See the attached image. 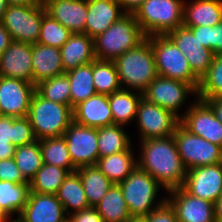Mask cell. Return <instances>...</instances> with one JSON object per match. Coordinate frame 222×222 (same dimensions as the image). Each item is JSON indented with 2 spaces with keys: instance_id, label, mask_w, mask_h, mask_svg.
<instances>
[{
  "instance_id": "obj_1",
  "label": "cell",
  "mask_w": 222,
  "mask_h": 222,
  "mask_svg": "<svg viewBox=\"0 0 222 222\" xmlns=\"http://www.w3.org/2000/svg\"><path fill=\"white\" fill-rule=\"evenodd\" d=\"M138 167L149 173L165 191L183 186L187 170L178 153L174 136L140 141Z\"/></svg>"
},
{
  "instance_id": "obj_2",
  "label": "cell",
  "mask_w": 222,
  "mask_h": 222,
  "mask_svg": "<svg viewBox=\"0 0 222 222\" xmlns=\"http://www.w3.org/2000/svg\"><path fill=\"white\" fill-rule=\"evenodd\" d=\"M114 62L121 87L125 90L143 93L158 76L151 41L148 38L120 55Z\"/></svg>"
},
{
  "instance_id": "obj_3",
  "label": "cell",
  "mask_w": 222,
  "mask_h": 222,
  "mask_svg": "<svg viewBox=\"0 0 222 222\" xmlns=\"http://www.w3.org/2000/svg\"><path fill=\"white\" fill-rule=\"evenodd\" d=\"M147 36L133 13H126L104 33L94 38L95 58L114 61L126 51L137 47Z\"/></svg>"
},
{
  "instance_id": "obj_4",
  "label": "cell",
  "mask_w": 222,
  "mask_h": 222,
  "mask_svg": "<svg viewBox=\"0 0 222 222\" xmlns=\"http://www.w3.org/2000/svg\"><path fill=\"white\" fill-rule=\"evenodd\" d=\"M118 185L132 218H144L167 201V196L160 197L158 202L155 201L159 197L160 190L165 188L138 166Z\"/></svg>"
},
{
  "instance_id": "obj_5",
  "label": "cell",
  "mask_w": 222,
  "mask_h": 222,
  "mask_svg": "<svg viewBox=\"0 0 222 222\" xmlns=\"http://www.w3.org/2000/svg\"><path fill=\"white\" fill-rule=\"evenodd\" d=\"M27 117L37 140L59 137L73 122V108L46 100L35 91Z\"/></svg>"
},
{
  "instance_id": "obj_6",
  "label": "cell",
  "mask_w": 222,
  "mask_h": 222,
  "mask_svg": "<svg viewBox=\"0 0 222 222\" xmlns=\"http://www.w3.org/2000/svg\"><path fill=\"white\" fill-rule=\"evenodd\" d=\"M184 0H144L133 13L144 34L166 35L183 25Z\"/></svg>"
},
{
  "instance_id": "obj_7",
  "label": "cell",
  "mask_w": 222,
  "mask_h": 222,
  "mask_svg": "<svg viewBox=\"0 0 222 222\" xmlns=\"http://www.w3.org/2000/svg\"><path fill=\"white\" fill-rule=\"evenodd\" d=\"M151 41L158 75L191 84L198 89L200 79L192 72L186 56L166 35L147 37Z\"/></svg>"
},
{
  "instance_id": "obj_8",
  "label": "cell",
  "mask_w": 222,
  "mask_h": 222,
  "mask_svg": "<svg viewBox=\"0 0 222 222\" xmlns=\"http://www.w3.org/2000/svg\"><path fill=\"white\" fill-rule=\"evenodd\" d=\"M173 136L186 170L222 162V147L191 134L181 124Z\"/></svg>"
},
{
  "instance_id": "obj_9",
  "label": "cell",
  "mask_w": 222,
  "mask_h": 222,
  "mask_svg": "<svg viewBox=\"0 0 222 222\" xmlns=\"http://www.w3.org/2000/svg\"><path fill=\"white\" fill-rule=\"evenodd\" d=\"M46 8L41 5H8L2 24L13 41L35 44L40 37L42 18Z\"/></svg>"
},
{
  "instance_id": "obj_10",
  "label": "cell",
  "mask_w": 222,
  "mask_h": 222,
  "mask_svg": "<svg viewBox=\"0 0 222 222\" xmlns=\"http://www.w3.org/2000/svg\"><path fill=\"white\" fill-rule=\"evenodd\" d=\"M135 122L141 141L172 136L180 125L181 119L169 110L142 97L138 104Z\"/></svg>"
},
{
  "instance_id": "obj_11",
  "label": "cell",
  "mask_w": 222,
  "mask_h": 222,
  "mask_svg": "<svg viewBox=\"0 0 222 222\" xmlns=\"http://www.w3.org/2000/svg\"><path fill=\"white\" fill-rule=\"evenodd\" d=\"M189 95L197 98V90L191 84L160 75L143 92L146 100L169 110L180 119L182 118V115L179 114L180 108L182 109Z\"/></svg>"
},
{
  "instance_id": "obj_12",
  "label": "cell",
  "mask_w": 222,
  "mask_h": 222,
  "mask_svg": "<svg viewBox=\"0 0 222 222\" xmlns=\"http://www.w3.org/2000/svg\"><path fill=\"white\" fill-rule=\"evenodd\" d=\"M71 160L76 169L96 165L99 159L98 129L72 122L65 133Z\"/></svg>"
},
{
  "instance_id": "obj_13",
  "label": "cell",
  "mask_w": 222,
  "mask_h": 222,
  "mask_svg": "<svg viewBox=\"0 0 222 222\" xmlns=\"http://www.w3.org/2000/svg\"><path fill=\"white\" fill-rule=\"evenodd\" d=\"M188 106L180 124L191 134L222 147V123L215 117L211 108L196 98Z\"/></svg>"
},
{
  "instance_id": "obj_14",
  "label": "cell",
  "mask_w": 222,
  "mask_h": 222,
  "mask_svg": "<svg viewBox=\"0 0 222 222\" xmlns=\"http://www.w3.org/2000/svg\"><path fill=\"white\" fill-rule=\"evenodd\" d=\"M166 36L186 56L192 72L201 79L208 71L215 56L212 50L205 48L189 27L179 26Z\"/></svg>"
},
{
  "instance_id": "obj_15",
  "label": "cell",
  "mask_w": 222,
  "mask_h": 222,
  "mask_svg": "<svg viewBox=\"0 0 222 222\" xmlns=\"http://www.w3.org/2000/svg\"><path fill=\"white\" fill-rule=\"evenodd\" d=\"M182 188L192 196L215 204L222 195V162L187 170Z\"/></svg>"
},
{
  "instance_id": "obj_16",
  "label": "cell",
  "mask_w": 222,
  "mask_h": 222,
  "mask_svg": "<svg viewBox=\"0 0 222 222\" xmlns=\"http://www.w3.org/2000/svg\"><path fill=\"white\" fill-rule=\"evenodd\" d=\"M33 83L0 76V106L3 116L27 117L32 96Z\"/></svg>"
},
{
  "instance_id": "obj_17",
  "label": "cell",
  "mask_w": 222,
  "mask_h": 222,
  "mask_svg": "<svg viewBox=\"0 0 222 222\" xmlns=\"http://www.w3.org/2000/svg\"><path fill=\"white\" fill-rule=\"evenodd\" d=\"M179 222H216L214 203L192 196L182 187L167 191Z\"/></svg>"
},
{
  "instance_id": "obj_18",
  "label": "cell",
  "mask_w": 222,
  "mask_h": 222,
  "mask_svg": "<svg viewBox=\"0 0 222 222\" xmlns=\"http://www.w3.org/2000/svg\"><path fill=\"white\" fill-rule=\"evenodd\" d=\"M20 222H67L68 215L56 195L30 192L19 214Z\"/></svg>"
},
{
  "instance_id": "obj_19",
  "label": "cell",
  "mask_w": 222,
  "mask_h": 222,
  "mask_svg": "<svg viewBox=\"0 0 222 222\" xmlns=\"http://www.w3.org/2000/svg\"><path fill=\"white\" fill-rule=\"evenodd\" d=\"M0 76L33 83L32 44L13 41L0 55Z\"/></svg>"
},
{
  "instance_id": "obj_20",
  "label": "cell",
  "mask_w": 222,
  "mask_h": 222,
  "mask_svg": "<svg viewBox=\"0 0 222 222\" xmlns=\"http://www.w3.org/2000/svg\"><path fill=\"white\" fill-rule=\"evenodd\" d=\"M46 12L72 33H84L88 0H44Z\"/></svg>"
},
{
  "instance_id": "obj_21",
  "label": "cell",
  "mask_w": 222,
  "mask_h": 222,
  "mask_svg": "<svg viewBox=\"0 0 222 222\" xmlns=\"http://www.w3.org/2000/svg\"><path fill=\"white\" fill-rule=\"evenodd\" d=\"M125 14L117 0H88L84 34L94 39Z\"/></svg>"
},
{
  "instance_id": "obj_22",
  "label": "cell",
  "mask_w": 222,
  "mask_h": 222,
  "mask_svg": "<svg viewBox=\"0 0 222 222\" xmlns=\"http://www.w3.org/2000/svg\"><path fill=\"white\" fill-rule=\"evenodd\" d=\"M73 121L96 129L114 125L108 95L95 94L80 102L73 108Z\"/></svg>"
},
{
  "instance_id": "obj_23",
  "label": "cell",
  "mask_w": 222,
  "mask_h": 222,
  "mask_svg": "<svg viewBox=\"0 0 222 222\" xmlns=\"http://www.w3.org/2000/svg\"><path fill=\"white\" fill-rule=\"evenodd\" d=\"M32 68L34 85L65 74L60 49L40 43L32 44Z\"/></svg>"
},
{
  "instance_id": "obj_24",
  "label": "cell",
  "mask_w": 222,
  "mask_h": 222,
  "mask_svg": "<svg viewBox=\"0 0 222 222\" xmlns=\"http://www.w3.org/2000/svg\"><path fill=\"white\" fill-rule=\"evenodd\" d=\"M60 53L64 72L91 63L96 59L94 39L84 33H72Z\"/></svg>"
},
{
  "instance_id": "obj_25",
  "label": "cell",
  "mask_w": 222,
  "mask_h": 222,
  "mask_svg": "<svg viewBox=\"0 0 222 222\" xmlns=\"http://www.w3.org/2000/svg\"><path fill=\"white\" fill-rule=\"evenodd\" d=\"M221 21L222 0H184V26H215Z\"/></svg>"
},
{
  "instance_id": "obj_26",
  "label": "cell",
  "mask_w": 222,
  "mask_h": 222,
  "mask_svg": "<svg viewBox=\"0 0 222 222\" xmlns=\"http://www.w3.org/2000/svg\"><path fill=\"white\" fill-rule=\"evenodd\" d=\"M130 146L123 152L114 153L98 159L96 166L114 184H120L138 166L134 151Z\"/></svg>"
},
{
  "instance_id": "obj_27",
  "label": "cell",
  "mask_w": 222,
  "mask_h": 222,
  "mask_svg": "<svg viewBox=\"0 0 222 222\" xmlns=\"http://www.w3.org/2000/svg\"><path fill=\"white\" fill-rule=\"evenodd\" d=\"M30 194L29 183L0 181V216L5 220L22 212Z\"/></svg>"
},
{
  "instance_id": "obj_28",
  "label": "cell",
  "mask_w": 222,
  "mask_h": 222,
  "mask_svg": "<svg viewBox=\"0 0 222 222\" xmlns=\"http://www.w3.org/2000/svg\"><path fill=\"white\" fill-rule=\"evenodd\" d=\"M143 93L121 89L108 96V101L112 110L113 123L124 126L130 122H135L138 104Z\"/></svg>"
},
{
  "instance_id": "obj_29",
  "label": "cell",
  "mask_w": 222,
  "mask_h": 222,
  "mask_svg": "<svg viewBox=\"0 0 222 222\" xmlns=\"http://www.w3.org/2000/svg\"><path fill=\"white\" fill-rule=\"evenodd\" d=\"M56 196L67 215L90 207L77 171L70 172L59 187ZM71 209V210H69Z\"/></svg>"
},
{
  "instance_id": "obj_30",
  "label": "cell",
  "mask_w": 222,
  "mask_h": 222,
  "mask_svg": "<svg viewBox=\"0 0 222 222\" xmlns=\"http://www.w3.org/2000/svg\"><path fill=\"white\" fill-rule=\"evenodd\" d=\"M103 222H127L132 217L119 185L114 184L95 206Z\"/></svg>"
},
{
  "instance_id": "obj_31",
  "label": "cell",
  "mask_w": 222,
  "mask_h": 222,
  "mask_svg": "<svg viewBox=\"0 0 222 222\" xmlns=\"http://www.w3.org/2000/svg\"><path fill=\"white\" fill-rule=\"evenodd\" d=\"M69 78L71 107L97 94L93 84V62L65 72Z\"/></svg>"
},
{
  "instance_id": "obj_32",
  "label": "cell",
  "mask_w": 222,
  "mask_h": 222,
  "mask_svg": "<svg viewBox=\"0 0 222 222\" xmlns=\"http://www.w3.org/2000/svg\"><path fill=\"white\" fill-rule=\"evenodd\" d=\"M76 171L80 175L89 206L94 207L99 203L114 185L96 165L81 167Z\"/></svg>"
},
{
  "instance_id": "obj_33",
  "label": "cell",
  "mask_w": 222,
  "mask_h": 222,
  "mask_svg": "<svg viewBox=\"0 0 222 222\" xmlns=\"http://www.w3.org/2000/svg\"><path fill=\"white\" fill-rule=\"evenodd\" d=\"M97 143L99 158L123 152L133 145L124 126L116 124L98 128Z\"/></svg>"
},
{
  "instance_id": "obj_34",
  "label": "cell",
  "mask_w": 222,
  "mask_h": 222,
  "mask_svg": "<svg viewBox=\"0 0 222 222\" xmlns=\"http://www.w3.org/2000/svg\"><path fill=\"white\" fill-rule=\"evenodd\" d=\"M39 144L43 163L65 168L69 173L77 170L63 136L43 138L39 140Z\"/></svg>"
},
{
  "instance_id": "obj_35",
  "label": "cell",
  "mask_w": 222,
  "mask_h": 222,
  "mask_svg": "<svg viewBox=\"0 0 222 222\" xmlns=\"http://www.w3.org/2000/svg\"><path fill=\"white\" fill-rule=\"evenodd\" d=\"M69 172L62 167L45 164L29 181L30 192L56 195Z\"/></svg>"
},
{
  "instance_id": "obj_36",
  "label": "cell",
  "mask_w": 222,
  "mask_h": 222,
  "mask_svg": "<svg viewBox=\"0 0 222 222\" xmlns=\"http://www.w3.org/2000/svg\"><path fill=\"white\" fill-rule=\"evenodd\" d=\"M93 84L97 94L108 96L122 89L114 61H93Z\"/></svg>"
},
{
  "instance_id": "obj_37",
  "label": "cell",
  "mask_w": 222,
  "mask_h": 222,
  "mask_svg": "<svg viewBox=\"0 0 222 222\" xmlns=\"http://www.w3.org/2000/svg\"><path fill=\"white\" fill-rule=\"evenodd\" d=\"M13 158L21 174L29 182L43 165L39 140L16 147Z\"/></svg>"
},
{
  "instance_id": "obj_38",
  "label": "cell",
  "mask_w": 222,
  "mask_h": 222,
  "mask_svg": "<svg viewBox=\"0 0 222 222\" xmlns=\"http://www.w3.org/2000/svg\"><path fill=\"white\" fill-rule=\"evenodd\" d=\"M35 91L46 100L71 107L70 82L66 74L41 81L35 85Z\"/></svg>"
},
{
  "instance_id": "obj_39",
  "label": "cell",
  "mask_w": 222,
  "mask_h": 222,
  "mask_svg": "<svg viewBox=\"0 0 222 222\" xmlns=\"http://www.w3.org/2000/svg\"><path fill=\"white\" fill-rule=\"evenodd\" d=\"M212 97H222V54L214 56L197 89V99Z\"/></svg>"
},
{
  "instance_id": "obj_40",
  "label": "cell",
  "mask_w": 222,
  "mask_h": 222,
  "mask_svg": "<svg viewBox=\"0 0 222 222\" xmlns=\"http://www.w3.org/2000/svg\"><path fill=\"white\" fill-rule=\"evenodd\" d=\"M72 35V32L55 20L47 12L44 13L38 43L61 48Z\"/></svg>"
},
{
  "instance_id": "obj_41",
  "label": "cell",
  "mask_w": 222,
  "mask_h": 222,
  "mask_svg": "<svg viewBox=\"0 0 222 222\" xmlns=\"http://www.w3.org/2000/svg\"><path fill=\"white\" fill-rule=\"evenodd\" d=\"M33 128L28 117H14V139L13 145L19 147L35 142Z\"/></svg>"
},
{
  "instance_id": "obj_42",
  "label": "cell",
  "mask_w": 222,
  "mask_h": 222,
  "mask_svg": "<svg viewBox=\"0 0 222 222\" xmlns=\"http://www.w3.org/2000/svg\"><path fill=\"white\" fill-rule=\"evenodd\" d=\"M0 181L29 183L21 174L14 158L0 160Z\"/></svg>"
},
{
  "instance_id": "obj_43",
  "label": "cell",
  "mask_w": 222,
  "mask_h": 222,
  "mask_svg": "<svg viewBox=\"0 0 222 222\" xmlns=\"http://www.w3.org/2000/svg\"><path fill=\"white\" fill-rule=\"evenodd\" d=\"M144 219L146 222H179L174 208L168 201L151 211Z\"/></svg>"
},
{
  "instance_id": "obj_44",
  "label": "cell",
  "mask_w": 222,
  "mask_h": 222,
  "mask_svg": "<svg viewBox=\"0 0 222 222\" xmlns=\"http://www.w3.org/2000/svg\"><path fill=\"white\" fill-rule=\"evenodd\" d=\"M68 222H103L95 207H88L68 215Z\"/></svg>"
},
{
  "instance_id": "obj_45",
  "label": "cell",
  "mask_w": 222,
  "mask_h": 222,
  "mask_svg": "<svg viewBox=\"0 0 222 222\" xmlns=\"http://www.w3.org/2000/svg\"><path fill=\"white\" fill-rule=\"evenodd\" d=\"M14 117L0 116V144H13Z\"/></svg>"
},
{
  "instance_id": "obj_46",
  "label": "cell",
  "mask_w": 222,
  "mask_h": 222,
  "mask_svg": "<svg viewBox=\"0 0 222 222\" xmlns=\"http://www.w3.org/2000/svg\"><path fill=\"white\" fill-rule=\"evenodd\" d=\"M189 27L193 34L197 36L201 44L211 50L212 26H186Z\"/></svg>"
},
{
  "instance_id": "obj_47",
  "label": "cell",
  "mask_w": 222,
  "mask_h": 222,
  "mask_svg": "<svg viewBox=\"0 0 222 222\" xmlns=\"http://www.w3.org/2000/svg\"><path fill=\"white\" fill-rule=\"evenodd\" d=\"M211 50L215 55L222 54V21L212 26Z\"/></svg>"
},
{
  "instance_id": "obj_48",
  "label": "cell",
  "mask_w": 222,
  "mask_h": 222,
  "mask_svg": "<svg viewBox=\"0 0 222 222\" xmlns=\"http://www.w3.org/2000/svg\"><path fill=\"white\" fill-rule=\"evenodd\" d=\"M204 101L213 111L215 117L222 123V97L199 99Z\"/></svg>"
},
{
  "instance_id": "obj_49",
  "label": "cell",
  "mask_w": 222,
  "mask_h": 222,
  "mask_svg": "<svg viewBox=\"0 0 222 222\" xmlns=\"http://www.w3.org/2000/svg\"><path fill=\"white\" fill-rule=\"evenodd\" d=\"M13 39L7 29L0 22V55L9 47Z\"/></svg>"
},
{
  "instance_id": "obj_50",
  "label": "cell",
  "mask_w": 222,
  "mask_h": 222,
  "mask_svg": "<svg viewBox=\"0 0 222 222\" xmlns=\"http://www.w3.org/2000/svg\"><path fill=\"white\" fill-rule=\"evenodd\" d=\"M126 13H134L144 0H117Z\"/></svg>"
},
{
  "instance_id": "obj_51",
  "label": "cell",
  "mask_w": 222,
  "mask_h": 222,
  "mask_svg": "<svg viewBox=\"0 0 222 222\" xmlns=\"http://www.w3.org/2000/svg\"><path fill=\"white\" fill-rule=\"evenodd\" d=\"M15 148L13 144H0V160L13 158Z\"/></svg>"
},
{
  "instance_id": "obj_52",
  "label": "cell",
  "mask_w": 222,
  "mask_h": 222,
  "mask_svg": "<svg viewBox=\"0 0 222 222\" xmlns=\"http://www.w3.org/2000/svg\"><path fill=\"white\" fill-rule=\"evenodd\" d=\"M8 5H41L44 4V0H6Z\"/></svg>"
},
{
  "instance_id": "obj_53",
  "label": "cell",
  "mask_w": 222,
  "mask_h": 222,
  "mask_svg": "<svg viewBox=\"0 0 222 222\" xmlns=\"http://www.w3.org/2000/svg\"><path fill=\"white\" fill-rule=\"evenodd\" d=\"M214 207H215V219H216V222H222V195L215 202Z\"/></svg>"
},
{
  "instance_id": "obj_54",
  "label": "cell",
  "mask_w": 222,
  "mask_h": 222,
  "mask_svg": "<svg viewBox=\"0 0 222 222\" xmlns=\"http://www.w3.org/2000/svg\"><path fill=\"white\" fill-rule=\"evenodd\" d=\"M7 6L8 3L6 0H0V22L3 21L4 13L6 11Z\"/></svg>"
},
{
  "instance_id": "obj_55",
  "label": "cell",
  "mask_w": 222,
  "mask_h": 222,
  "mask_svg": "<svg viewBox=\"0 0 222 222\" xmlns=\"http://www.w3.org/2000/svg\"><path fill=\"white\" fill-rule=\"evenodd\" d=\"M127 222H146V220L144 218H131Z\"/></svg>"
},
{
  "instance_id": "obj_56",
  "label": "cell",
  "mask_w": 222,
  "mask_h": 222,
  "mask_svg": "<svg viewBox=\"0 0 222 222\" xmlns=\"http://www.w3.org/2000/svg\"><path fill=\"white\" fill-rule=\"evenodd\" d=\"M6 222H20L19 220H17L16 218H12V219H6Z\"/></svg>"
},
{
  "instance_id": "obj_57",
  "label": "cell",
  "mask_w": 222,
  "mask_h": 222,
  "mask_svg": "<svg viewBox=\"0 0 222 222\" xmlns=\"http://www.w3.org/2000/svg\"><path fill=\"white\" fill-rule=\"evenodd\" d=\"M0 222H6V220L2 216H0Z\"/></svg>"
},
{
  "instance_id": "obj_58",
  "label": "cell",
  "mask_w": 222,
  "mask_h": 222,
  "mask_svg": "<svg viewBox=\"0 0 222 222\" xmlns=\"http://www.w3.org/2000/svg\"><path fill=\"white\" fill-rule=\"evenodd\" d=\"M0 116H2V110H1V106H0Z\"/></svg>"
}]
</instances>
